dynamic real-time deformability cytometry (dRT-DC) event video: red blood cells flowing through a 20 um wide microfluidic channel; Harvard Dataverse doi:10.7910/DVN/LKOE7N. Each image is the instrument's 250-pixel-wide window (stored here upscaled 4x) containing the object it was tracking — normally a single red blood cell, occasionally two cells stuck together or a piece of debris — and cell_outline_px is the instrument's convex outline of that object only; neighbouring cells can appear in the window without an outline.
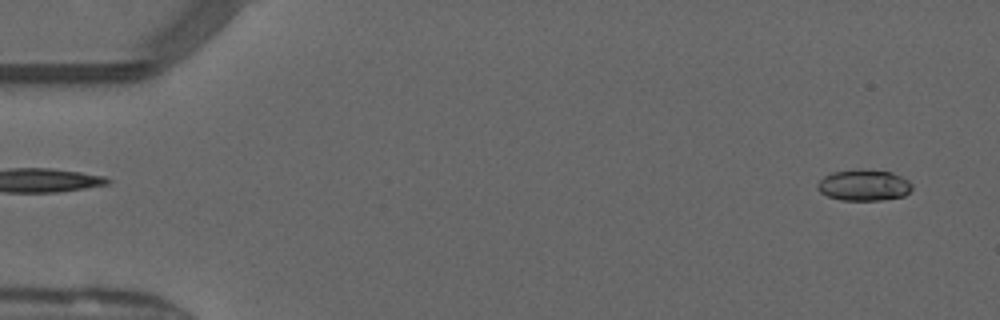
{"species": "common noctule bat (a hibernating species)", "species_latin": "Nyctalus noctula", "temperature_condition": "warm", "stored_images_in_passage": 50, "camera_frame_rate_fps": 3000, "um_per_image_px": 0.085, "animal": {"sex": "male", "forearm_length_mm": 52.5}, "frame": {"image": 1, "passage_image": 2, "time_ms": 0.333, "image_size_px": [1000, 320], "cell_outline_px": [[912, 188], [904, 196], [880, 200], [840, 200], [828, 196], [820, 192], [816, 188], [816, 184], [824, 176], [832, 172], [856, 168], [864, 168], [892, 172], [908, 180], [912, 184]], "centroid_in_image_um": [73.4, 15.72], "position_along_channel_um": 11.6, "area_um2": 17.46}}
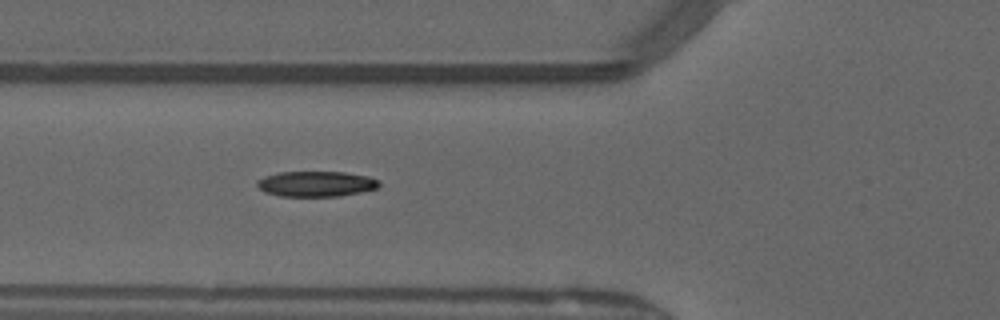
{"frame": {"image": 2, "passage_image": 18, "time_ms": 5.667, "image_size_px": [1000, 320], "cell_outline_px": [[380, 188], [340, 196], [280, 196], [264, 192], [256, 184], [256, 180], [264, 176], [276, 172], [344, 172], [368, 176], [376, 180], [380, 184]], "centroid_in_image_um": [26.84, 15.63], "position_along_channel_um": 99.0, "area_um2": 18.15}}
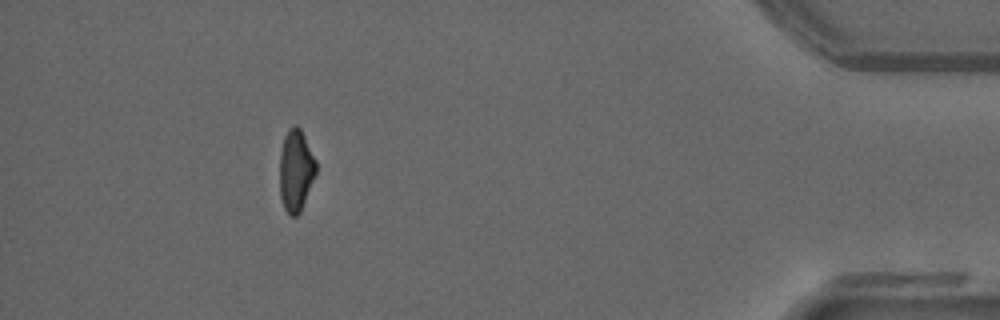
{"frame": {"image": 3, "passage_image": 45, "time_ms": 14.667, "image_size_px": [1000, 320], "cell_outline_px": [[316, 172], [300, 212], [296, 216], [288, 216], [284, 208], [280, 196], [280, 152], [284, 136], [288, 128], [292, 124], [296, 124], [300, 128], [316, 160]], "centroid_in_image_um": [25.13, 14.47], "position_along_channel_um": 410.1, "area_um2": 17.34}, "authors_computed_cell_mechanics": {"area_um2": 18.0336, "velocity_mm_per_s": 4.0976, "shape_relaxation_time_tau1_ms": 4.8064, "shape_relaxation_time_tau2_ms": 4.442, "deformation_change_tau1": 0.1538, "deformation_change_tau2": 0.1516}}